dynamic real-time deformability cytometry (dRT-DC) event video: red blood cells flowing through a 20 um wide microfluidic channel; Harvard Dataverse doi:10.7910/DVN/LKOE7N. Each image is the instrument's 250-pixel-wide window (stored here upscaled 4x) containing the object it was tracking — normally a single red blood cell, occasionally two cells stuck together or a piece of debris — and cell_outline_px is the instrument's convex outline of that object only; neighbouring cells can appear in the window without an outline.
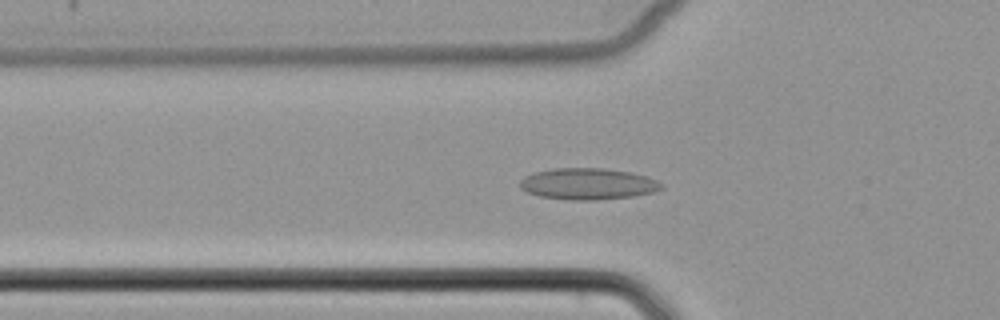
{"species": "common noctule bat (a hibernating species)", "species_latin": "Nyctalus noctula", "temperature_condition": "cold", "stored_images_in_passage": 15, "camera_frame_rate_fps": 3000, "um_per_image_px": 0.085, "animal": {"sex": "female", "body_mass_g": 22.7, "forearm_length_mm": 54.2}, "frame": {"image": 1, "passage_image": 11, "time_ms": 3.333, "image_size_px": [1000, 320], "cell_outline_px": [[664, 188], [652, 192], [632, 196], [596, 200], [572, 200], [540, 196], [528, 192], [520, 188], [520, 180], [524, 176], [536, 172], [552, 168], [604, 168], [628, 172], [648, 176], [664, 184]], "centroid_in_image_um": [49.98, 15.62], "position_along_channel_um": 75.8, "area_um2": 25.84}}
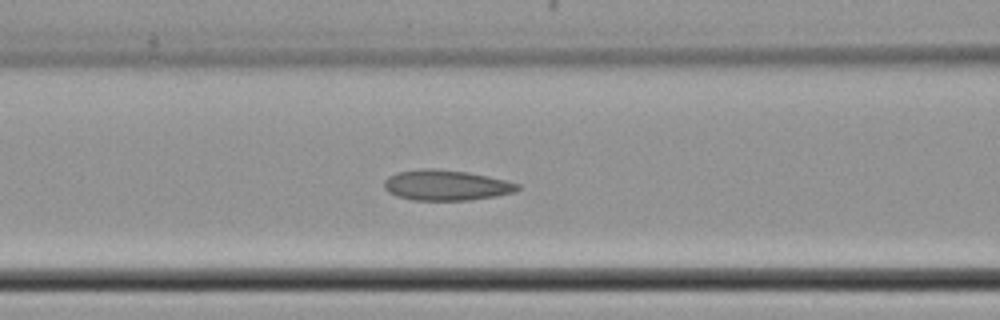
{"frame": {"image": 2, "passage_image": 15, "time_ms": 4.667, "image_size_px": [1000, 320], "cell_outline_px": [[520, 188], [516, 192], [496, 196], [468, 200], [412, 200], [396, 196], [388, 192], [384, 188], [384, 180], [388, 176], [396, 172], [420, 168], [432, 168], [468, 172], [488, 176], [520, 184]], "centroid_in_image_um": [37.9, 15.74], "position_along_channel_um": 128.7, "area_um2": 23.87}}